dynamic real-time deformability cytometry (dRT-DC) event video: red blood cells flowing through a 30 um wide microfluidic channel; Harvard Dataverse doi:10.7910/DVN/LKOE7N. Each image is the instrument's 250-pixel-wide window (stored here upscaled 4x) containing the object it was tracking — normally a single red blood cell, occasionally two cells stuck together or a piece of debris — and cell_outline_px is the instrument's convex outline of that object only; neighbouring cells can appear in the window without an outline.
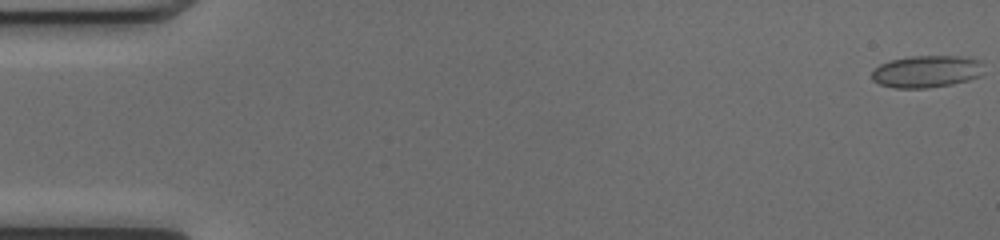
{"species": "common noctule bat (a hibernating species)", "species_latin": "Nyctalus noctula", "temperature_condition": "cold", "stored_images_in_passage": 52, "camera_frame_rate_fps": 3000, "um_per_image_px": 0.085, "animal": {"sex": "female", "body_mass_g": 17.0, "forearm_length_mm": 48.0}, "frame": {"image": 1, "passage_image": 1, "time_ms": 0.0, "image_size_px": [1000, 240], "cell_outline_px": [[984, 64], [980, 76], [968, 80], [952, 84], [928, 88], [896, 88], [880, 84], [872, 80], [872, 72], [880, 64], [892, 60], [912, 56], [960, 56], [980, 60]], "centroid_in_image_um": [78.78, 6.08], "position_along_channel_um": 6.2, "area_um2": 20.92}}
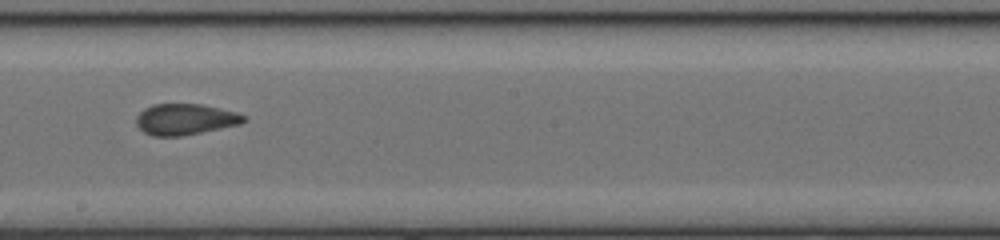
{"frame": {"image": 2, "passage_image": 30, "time_ms": 9.667, "image_size_px": [1000, 240], "cell_outline_px": [[248, 120], [240, 124], [180, 136], [152, 136], [144, 132], [136, 124], [136, 116], [144, 108], [152, 104], [200, 104], [236, 112], [248, 116]], "centroid_in_image_um": [15.74, 10.13], "position_along_channel_um": 232.5, "area_um2": 19.42}}
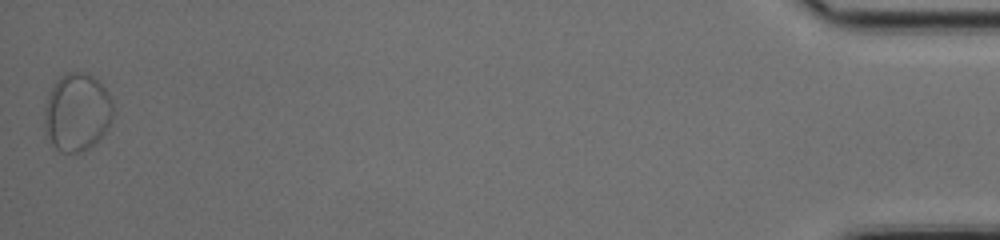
{"frame": {"image": 3, "passage_image": 52, "time_ms": 17.0, "image_size_px": [1000, 240], "cell_outline_px": [[112, 120], [108, 128], [88, 148], [80, 152], [60, 152], [52, 144], [44, 132], [44, 108], [48, 92], [56, 80], [64, 72], [88, 72], [108, 92], [112, 100]], "centroid_in_image_um": [6.51, 9.52], "position_along_channel_um": 428.7, "area_um2": 31.33}}